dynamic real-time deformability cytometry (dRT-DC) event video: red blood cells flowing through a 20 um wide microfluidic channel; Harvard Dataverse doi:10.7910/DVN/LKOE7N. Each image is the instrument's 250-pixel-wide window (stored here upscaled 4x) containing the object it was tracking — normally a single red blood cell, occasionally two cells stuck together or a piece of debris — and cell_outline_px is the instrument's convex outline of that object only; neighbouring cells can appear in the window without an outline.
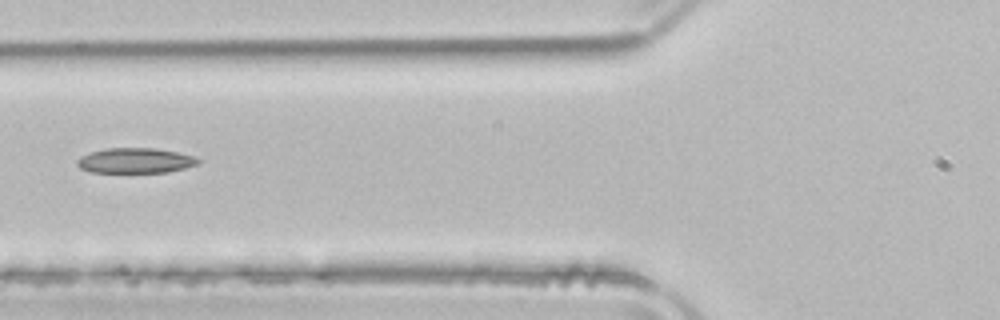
{"species": "common noctule bat (a hibernating species)", "species_latin": "Nyctalus noctula", "temperature_condition": "room temperature", "stored_images_in_passage": 5, "camera_frame_rate_fps": 3000, "um_per_image_px": 0.085, "animal": {"sex": "male", "body_mass_g": 21.5, "forearm_length_mm": 52.0}, "frame": {"image": 1, "passage_image": 5, "time_ms": 1.333, "image_size_px": [1000, 320], "cell_outline_px": [[200, 164], [168, 172], [92, 172], [80, 168], [76, 164], [76, 160], [80, 156], [88, 152], [108, 148], [156, 148], [176, 152], [192, 156], [200, 160]], "centroid_in_image_um": [11.47, 13.65], "position_along_channel_um": 114.3, "area_um2": 17.74}}